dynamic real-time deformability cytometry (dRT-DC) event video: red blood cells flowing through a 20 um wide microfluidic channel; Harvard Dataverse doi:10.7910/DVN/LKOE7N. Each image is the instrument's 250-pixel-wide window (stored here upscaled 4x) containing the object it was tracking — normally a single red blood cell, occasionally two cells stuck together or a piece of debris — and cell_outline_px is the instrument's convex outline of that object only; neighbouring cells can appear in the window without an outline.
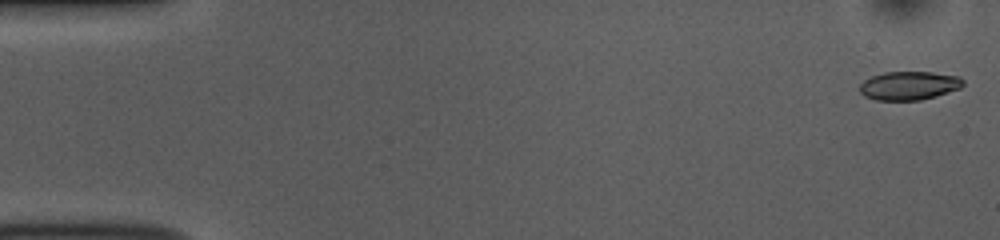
{"species": "common noctule bat (a hibernating species)", "species_latin": "Nyctalus noctula", "temperature_condition": "room temperature", "stored_images_in_passage": 52, "camera_frame_rate_fps": 3000, "um_per_image_px": 0.085, "animal": {"sex": "female", "body_mass_g": 10.0, "forearm_length_mm": 53.1}, "frame": {"image": 1, "passage_image": 1, "time_ms": 0.0, "image_size_px": [1000, 240], "cell_outline_px": [[964, 84], [960, 88], [936, 96], [920, 100], [876, 100], [864, 96], [860, 92], [860, 84], [864, 80], [872, 76], [884, 72], [932, 72], [960, 76], [964, 80]], "centroid_in_image_um": [77.28, 7.27], "position_along_channel_um": 7.7, "area_um2": 17.28}}
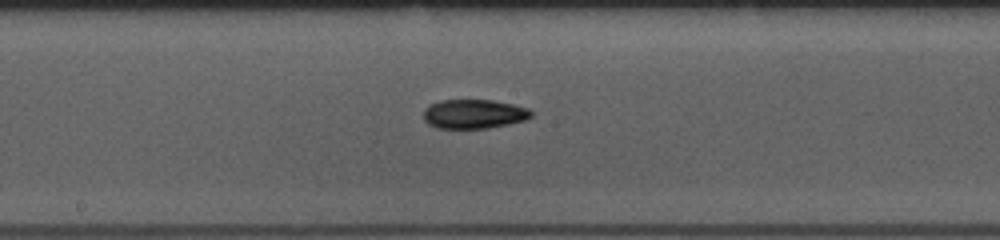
{"frame": {"image": 2, "passage_image": 27, "time_ms": 8.667, "image_size_px": [1000, 240], "cell_outline_px": [[532, 116], [524, 120], [508, 124], [488, 128], [436, 128], [428, 124], [424, 120], [424, 108], [428, 104], [440, 100], [492, 100], [512, 104], [528, 108], [532, 112]], "centroid_in_image_um": [40.24, 9.68], "position_along_channel_um": 208.0, "area_um2": 18.38}}
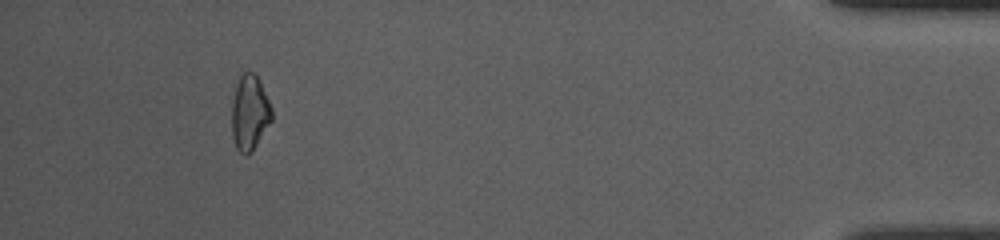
{"frame": {"image": 3, "passage_image": 48, "time_ms": 15.667, "image_size_px": [1000, 240], "cell_outline_px": [[272, 120], [252, 152], [248, 156], [244, 156], [236, 148], [232, 136], [232, 100], [236, 84], [240, 72], [256, 72], [272, 108]], "centroid_in_image_um": [21.21, 9.57], "position_along_channel_um": 414.0, "area_um2": 17.86}, "authors_computed_cell_mechanics": {"area_um2": 17.8313, "velocity_mm_per_s": 3.8537, "shape_relaxation_time_tau1_ms": 5.8832, "shape_relaxation_time_tau2_ms": 2.5173, "deformation_change_tau1": 0.1673, "deformation_change_tau2": 0.0841}}